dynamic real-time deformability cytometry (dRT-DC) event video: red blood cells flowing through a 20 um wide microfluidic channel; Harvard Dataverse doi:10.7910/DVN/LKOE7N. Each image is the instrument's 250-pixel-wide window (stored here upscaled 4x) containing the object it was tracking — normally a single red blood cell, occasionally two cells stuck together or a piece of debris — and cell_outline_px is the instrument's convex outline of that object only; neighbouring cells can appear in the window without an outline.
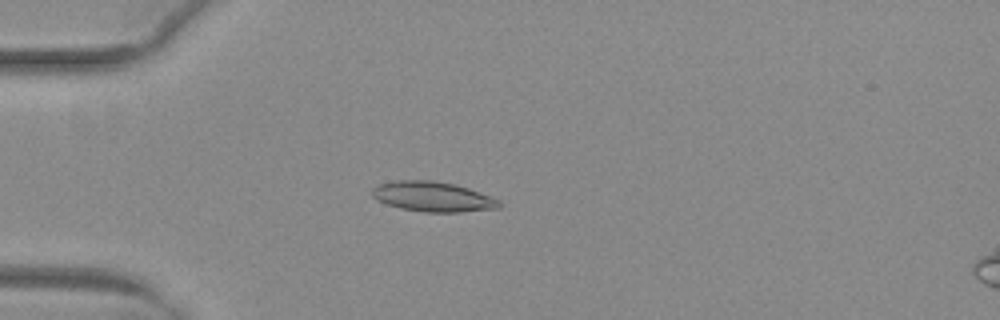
{"species": "common noctule bat (a hibernating species)", "species_latin": "Nyctalus noctula", "temperature_condition": "warm", "stored_images_in_passage": 51, "camera_frame_rate_fps": 3000, "um_per_image_px": 0.085, "animal": {"sex": "female", "body_mass_g": 29.2, "forearm_length_mm": 56.3}, "frame": {"image": 1, "passage_image": 14, "time_ms": 4.333, "image_size_px": [1000, 320], "cell_outline_px": [[500, 208], [460, 212], [424, 212], [400, 208], [376, 200], [372, 196], [372, 188], [380, 184], [392, 180], [432, 180], [456, 184], [492, 196], [500, 200]], "centroid_in_image_um": [36.79, 16.71], "position_along_channel_um": 48.2, "area_um2": 22.37}}
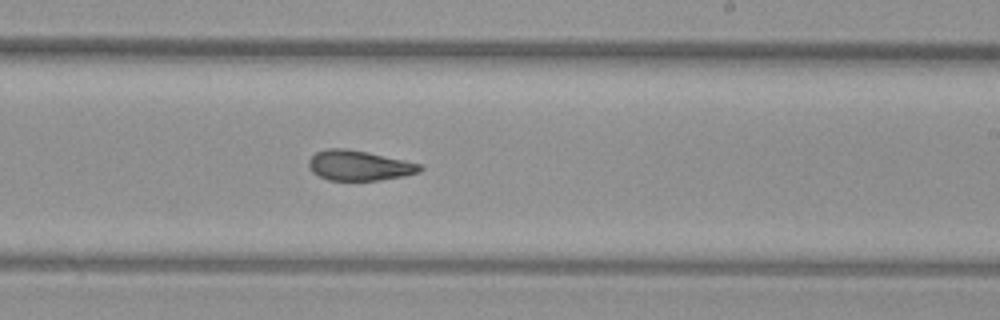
{"frame": {"image": 2, "passage_image": 31, "time_ms": 10.0, "image_size_px": [1000, 320], "cell_outline_px": [[424, 168], [420, 172], [404, 176], [380, 180], [328, 180], [312, 172], [308, 168], [308, 160], [316, 152], [328, 148], [344, 148], [368, 152], [404, 160], [420, 164]], "centroid_in_image_um": [30.51, 14.07], "position_along_channel_um": 258.5, "area_um2": 19.54}}
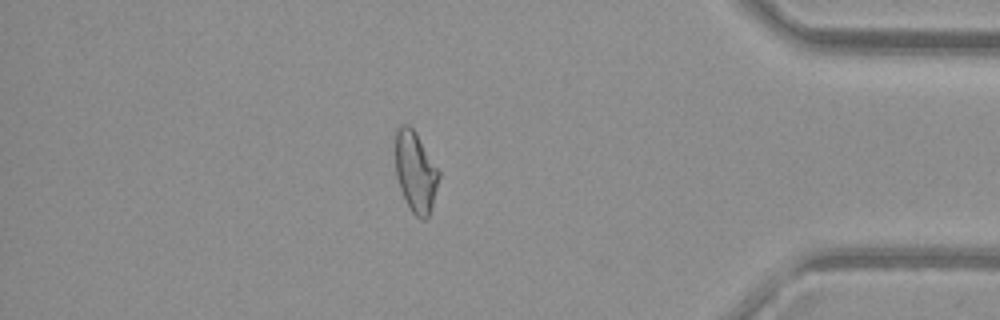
{"frame": {"image": 3, "passage_image": 44, "time_ms": 14.333, "image_size_px": [1000, 320], "cell_outline_px": [[440, 176], [432, 204], [428, 216], [424, 220], [420, 220], [412, 212], [400, 188], [396, 176], [396, 132], [400, 124], [408, 124], [416, 132], [440, 172]], "centroid_in_image_um": [35.32, 14.59], "position_along_channel_um": 399.9, "area_um2": 20.17}, "authors_computed_cell_mechanics": {"area_um2": 20.808, "velocity_mm_per_s": 4.0519, "shape_relaxation_time_tau1_ms": null, "shape_relaxation_time_tau2_ms": 2.8889, "deformation_change_tau1": null, "deformation_change_tau2": 0.1051}}